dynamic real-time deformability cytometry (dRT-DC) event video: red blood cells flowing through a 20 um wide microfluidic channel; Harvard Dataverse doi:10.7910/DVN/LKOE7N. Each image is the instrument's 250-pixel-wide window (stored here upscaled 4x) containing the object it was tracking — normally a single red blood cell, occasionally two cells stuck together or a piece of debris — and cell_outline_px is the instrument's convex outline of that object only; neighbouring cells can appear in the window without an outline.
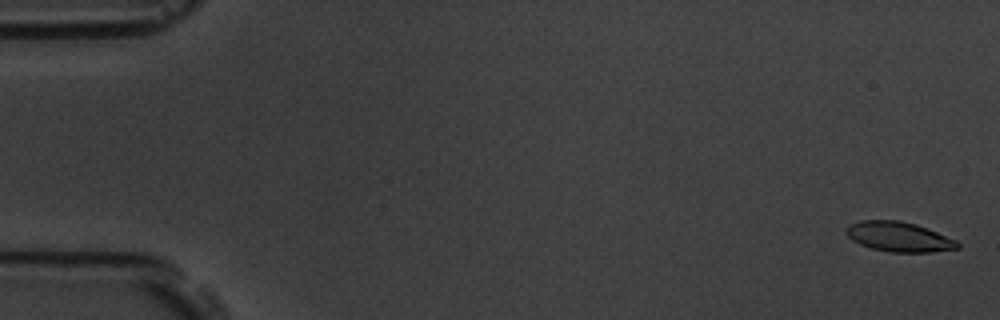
{"species": "common noctule bat (a hibernating species)", "species_latin": "Nyctalus noctula", "temperature_condition": "room temperature", "stored_images_in_passage": 6, "camera_frame_rate_fps": 3000, "um_per_image_px": 0.085, "animal": {"sex": "male", "body_mass_g": 19.5, "forearm_length_mm": 54.6}, "frame": {"image": 1, "passage_image": 1, "time_ms": 0.0, "image_size_px": [1000, 320], "cell_outline_px": [[960, 248], [932, 252], [892, 252], [872, 248], [860, 244], [852, 240], [844, 232], [844, 228], [848, 224], [860, 220], [900, 220], [916, 224], [956, 240], [960, 244]], "centroid_in_image_um": [76.37, 20.11], "position_along_channel_um": 8.6, "area_um2": 19.42}}
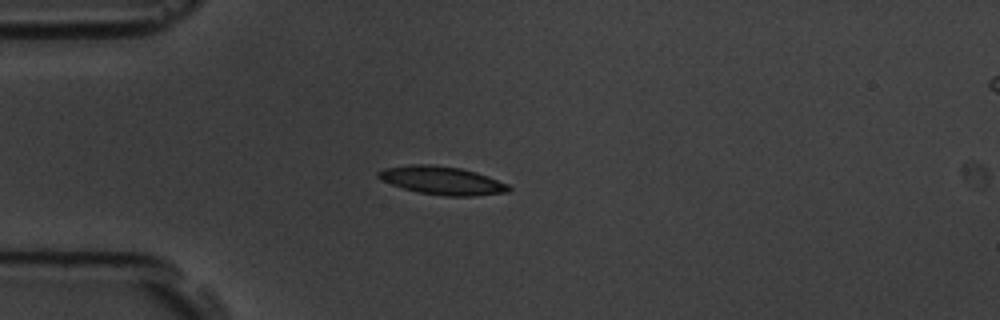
{"frame": {"image": 2, "passage_image": 5, "time_ms": 4.667, "image_size_px": [1000, 320], "cell_outline_px": [[512, 188], [508, 192], [472, 196], [444, 196], [420, 192], [404, 188], [392, 184], [376, 176], [376, 172], [384, 168], [412, 164], [428, 164], [460, 168], [476, 172], [488, 176], [508, 184]], "centroid_in_image_um": [37.59, 15.34], "position_along_channel_um": 47.4, "area_um2": 21.27}}